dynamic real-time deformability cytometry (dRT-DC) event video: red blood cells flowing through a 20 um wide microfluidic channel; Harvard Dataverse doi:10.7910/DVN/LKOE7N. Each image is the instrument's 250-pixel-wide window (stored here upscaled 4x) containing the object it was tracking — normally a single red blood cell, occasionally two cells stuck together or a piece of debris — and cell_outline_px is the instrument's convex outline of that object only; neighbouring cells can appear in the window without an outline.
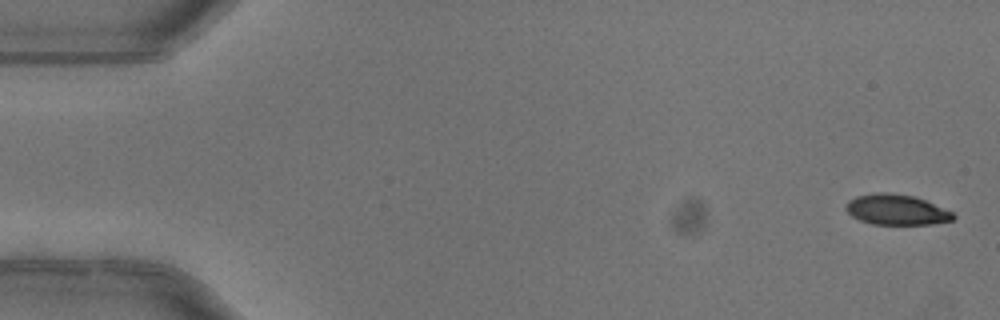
{"species": "common noctule bat (a hibernating species)", "species_latin": "Nyctalus noctula", "temperature_condition": "warm", "stored_images_in_passage": 4, "camera_frame_rate_fps": 3000, "um_per_image_px": 0.085, "animal": {"sex": "female"}, "frame": {"image": 1, "passage_image": 1, "time_ms": 0.0, "image_size_px": [1000, 320], "cell_outline_px": [[956, 216], [952, 220], [932, 224], [872, 224], [860, 220], [852, 216], [844, 208], [848, 200], [856, 196], [876, 192], [884, 192], [912, 196], [924, 200], [952, 212]], "centroid_in_image_um": [76.15, 17.82], "position_along_channel_um": 8.8, "area_um2": 18.84}}
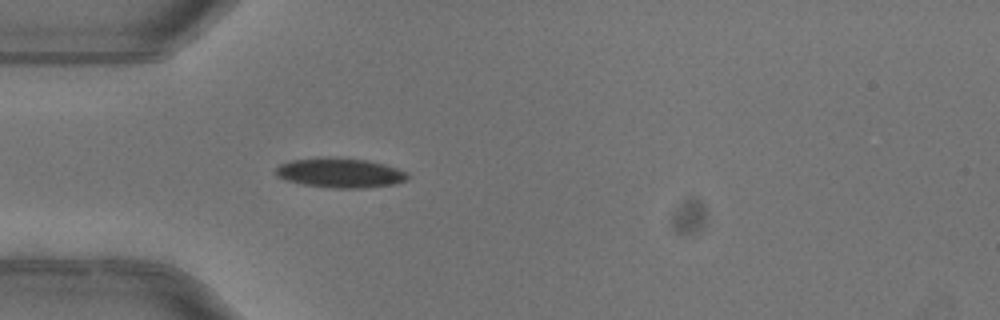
{"frame": {"image": 2, "passage_image": 4, "time_ms": 1.0, "image_size_px": [1000, 320], "cell_outline_px": [[408, 180], [396, 184], [364, 188], [332, 188], [304, 184], [284, 180], [276, 176], [272, 172], [280, 164], [292, 160], [316, 156], [336, 156], [364, 160], [384, 164], [408, 172]], "centroid_in_image_um": [28.87, 14.68], "position_along_channel_um": 56.1, "area_um2": 23.29}}